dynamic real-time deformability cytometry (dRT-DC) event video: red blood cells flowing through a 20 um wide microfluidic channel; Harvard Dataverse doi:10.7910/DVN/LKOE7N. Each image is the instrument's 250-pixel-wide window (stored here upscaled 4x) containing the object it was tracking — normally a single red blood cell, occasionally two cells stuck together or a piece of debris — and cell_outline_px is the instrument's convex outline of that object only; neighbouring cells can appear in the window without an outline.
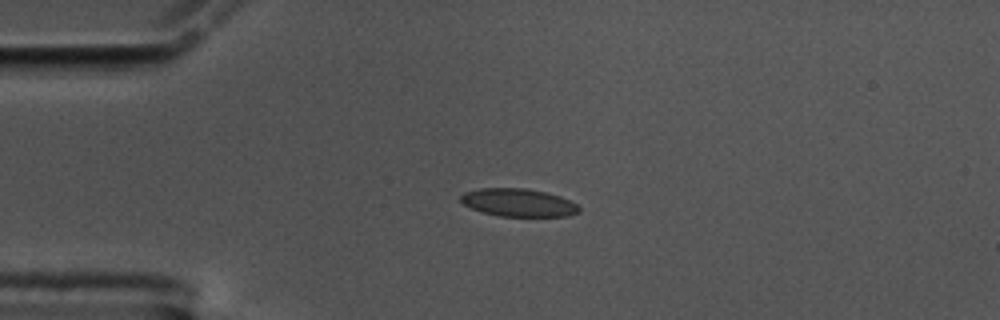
{"species": "common noctule bat (a hibernating species)", "species_latin": "Nyctalus noctula", "temperature_condition": "cold", "stored_images_in_passage": 44, "camera_frame_rate_fps": 3000, "um_per_image_px": 0.085, "animal": {"sex": "male", "body_mass_g": 17.5, "forearm_length_mm": 52.3}, "frame": {"image": 1, "passage_image": 1, "time_ms": 0.0, "image_size_px": [1000, 320], "cell_outline_px": [[580, 212], [568, 216], [500, 216], [484, 212], [472, 208], [464, 204], [460, 200], [460, 196], [464, 192], [480, 188], [524, 188], [544, 192], [560, 196], [576, 204], [580, 208]], "centroid_in_image_um": [44.06, 17.22], "position_along_channel_um": 40.9, "area_um2": 19.07}}
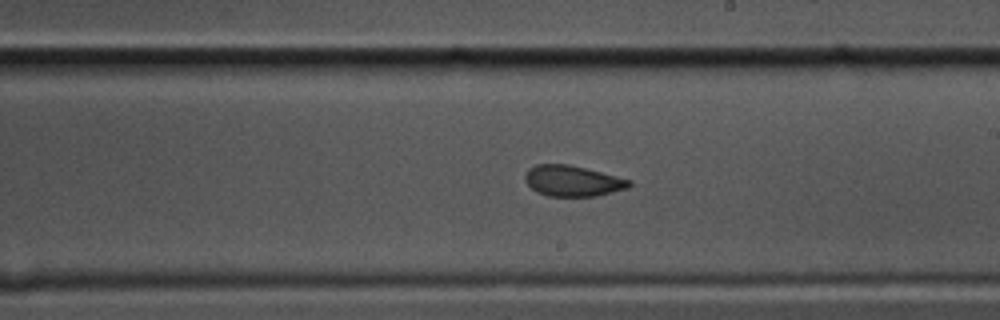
{"frame": {"image": 2, "passage_image": 20, "time_ms": 6.333, "image_size_px": [1000, 320], "cell_outline_px": [[632, 184], [628, 188], [596, 196], [548, 196], [536, 192], [524, 180], [524, 176], [528, 168], [536, 164], [568, 164], [632, 180]], "centroid_in_image_um": [48.65, 15.38], "position_along_channel_um": 240.4, "area_um2": 18.67}}
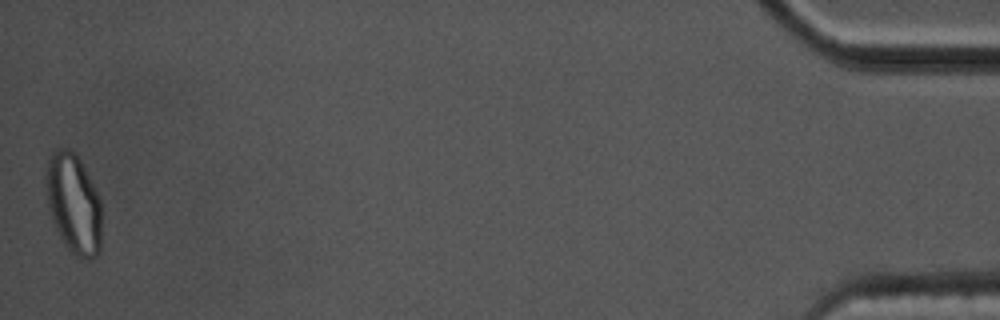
{"frame": {"image": 3, "passage_image": 44, "time_ms": 14.333, "image_size_px": [1000, 320], "cell_outline_px": [[100, 252], [92, 260], [88, 260], [76, 256], [64, 244], [52, 220], [48, 208], [44, 176], [44, 172], [48, 160], [52, 152], [56, 148], [68, 148], [76, 152], [100, 200]], "centroid_in_image_um": [6.22, 17.29], "position_along_channel_um": 429.0, "area_um2": 32.54}, "authors_computed_cell_mechanics": {"area_um2": 19.4208, "velocity_mm_per_s": 3.5298, "shape_relaxation_time_tau1_ms": null, "shape_relaxation_time_tau2_ms": 2.1556, "deformation_change_tau1": null, "deformation_change_tau2": 0.0604}}